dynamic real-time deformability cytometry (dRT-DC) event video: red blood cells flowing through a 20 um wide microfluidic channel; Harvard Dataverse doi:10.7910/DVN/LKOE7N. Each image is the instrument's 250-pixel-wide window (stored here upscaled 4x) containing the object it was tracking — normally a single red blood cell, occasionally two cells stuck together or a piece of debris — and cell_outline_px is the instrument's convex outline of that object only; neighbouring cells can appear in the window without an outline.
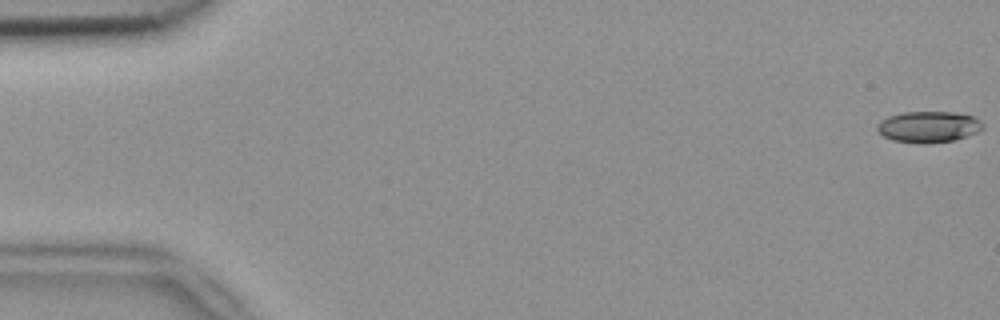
{"species": "common noctule bat (a hibernating species)", "species_latin": "Nyctalus noctula", "temperature_condition": "room temperature", "stored_images_in_passage": 54, "camera_frame_rate_fps": 3000, "um_per_image_px": 0.085, "animal": {"sex": "female", "body_mass_g": 18.4}, "frame": {"image": 1, "passage_image": 1, "time_ms": 0.0, "image_size_px": [1000, 320], "cell_outline_px": [[984, 128], [968, 136], [956, 140], [928, 144], [924, 144], [892, 140], [884, 136], [876, 128], [876, 124], [880, 120], [888, 116], [900, 112], [952, 112], [972, 116], [980, 120], [984, 124]], "centroid_in_image_um": [78.92, 10.78], "position_along_channel_um": 6.1, "area_um2": 19.42}}
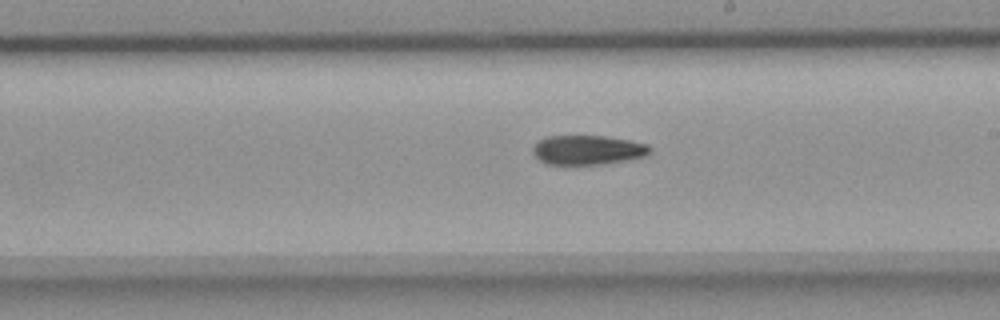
{"frame": {"image": 2, "passage_image": 31, "time_ms": 10.0, "image_size_px": [1000, 320], "cell_outline_px": [[652, 152], [644, 156], [624, 160], [600, 164], [544, 164], [532, 152], [532, 148], [536, 140], [548, 136], [604, 136], [628, 140], [648, 144], [652, 148]], "centroid_in_image_um": [49.92, 12.74], "position_along_channel_um": 239.1, "area_um2": 20.06}}
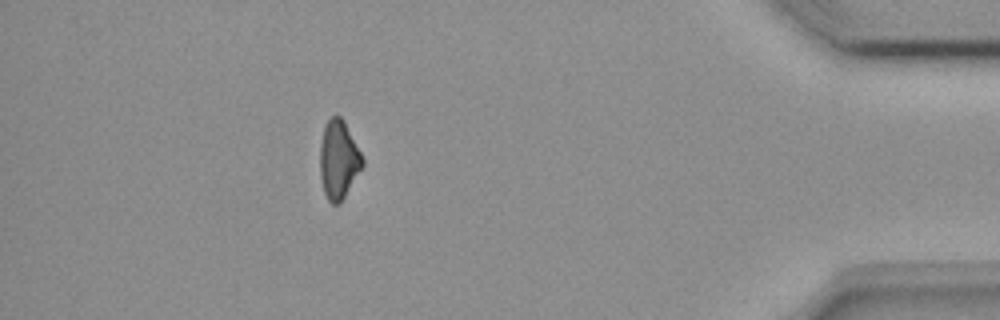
{"frame": {"image": 3, "passage_image": 48, "time_ms": 15.667, "image_size_px": [1000, 320], "cell_outline_px": [[364, 164], [340, 204], [332, 204], [328, 200], [324, 192], [320, 176], [320, 144], [324, 128], [328, 120], [332, 116], [340, 116], [344, 120], [364, 160]], "centroid_in_image_um": [28.77, 13.59], "position_along_channel_um": 406.4, "area_um2": 19.25}, "authors_computed_cell_mechanics": {"area_um2": 20.0566, "velocity_mm_per_s": 3.8323, "shape_relaxation_time_tau1_ms": 8.0755, "shape_relaxation_time_tau2_ms": null, "deformation_change_tau1": 0.1955, "deformation_change_tau2": null}}